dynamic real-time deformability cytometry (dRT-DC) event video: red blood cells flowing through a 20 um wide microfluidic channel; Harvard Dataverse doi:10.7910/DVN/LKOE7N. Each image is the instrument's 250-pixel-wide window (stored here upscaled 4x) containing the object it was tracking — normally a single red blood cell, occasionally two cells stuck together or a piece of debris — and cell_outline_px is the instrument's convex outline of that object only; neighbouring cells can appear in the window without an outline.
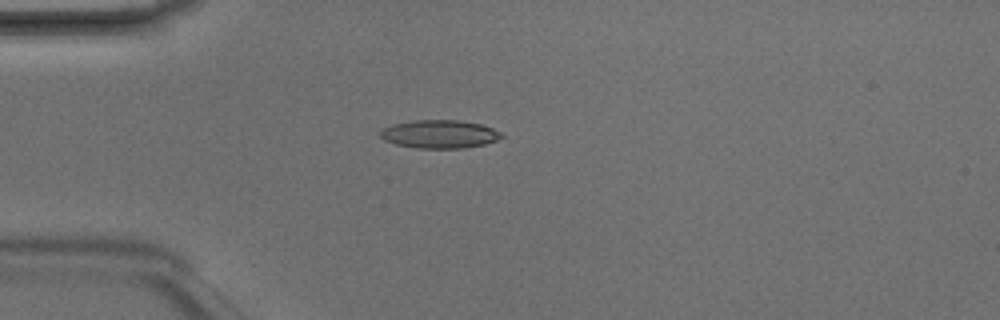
{"species": "Egyptian fruit bat (a non-hibernating species)", "species_latin": "Rousettus aegyptiacus", "temperature_condition": "room temperature", "stored_images_in_passage": 2, "camera_frame_rate_fps": 3000, "um_per_image_px": 0.085, "animal": {"sex": "male"}, "frame": {"image": 1, "passage_image": 2, "time_ms": 0.333, "image_size_px": [1000, 320], "cell_outline_px": [[504, 136], [496, 140], [484, 144], [464, 148], [416, 148], [396, 144], [384, 140], [380, 136], [380, 132], [384, 128], [392, 124], [416, 120], [456, 120], [480, 124], [492, 128], [500, 132]], "centroid_in_image_um": [37.35, 11.4], "position_along_channel_um": 47.7, "area_um2": 19.77}}